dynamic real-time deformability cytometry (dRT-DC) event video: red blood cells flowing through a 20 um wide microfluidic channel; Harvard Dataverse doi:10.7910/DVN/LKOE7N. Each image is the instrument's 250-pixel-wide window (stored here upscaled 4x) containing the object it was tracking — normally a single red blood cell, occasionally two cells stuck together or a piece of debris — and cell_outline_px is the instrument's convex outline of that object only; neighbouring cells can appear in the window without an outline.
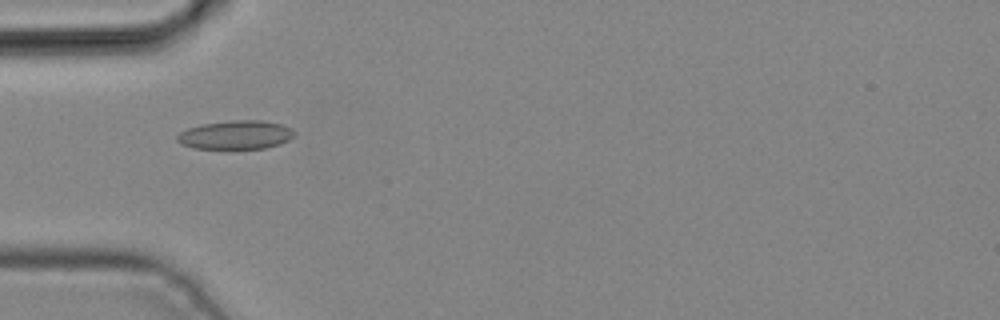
{"species": "common noctule bat (a hibernating species)", "species_latin": "Nyctalus noctula", "temperature_condition": "cold", "stored_images_in_passage": 1, "camera_frame_rate_fps": 3000, "um_per_image_px": 0.085, "animal": {"sex": "male", "body_mass_g": 19.2, "forearm_length_mm": 51.8}, "frame": {"image": 1, "passage_image": 1, "time_ms": 0.0, "image_size_px": [1000, 320], "cell_outline_px": [[296, 132], [288, 140], [280, 144], [264, 148], [196, 148], [180, 144], [176, 140], [176, 136], [180, 132], [188, 128], [200, 124], [232, 120], [260, 120], [280, 124], [292, 128]], "centroid_in_image_um": [20.02, 11.45], "position_along_channel_um": 65.0, "area_um2": 19.54}}